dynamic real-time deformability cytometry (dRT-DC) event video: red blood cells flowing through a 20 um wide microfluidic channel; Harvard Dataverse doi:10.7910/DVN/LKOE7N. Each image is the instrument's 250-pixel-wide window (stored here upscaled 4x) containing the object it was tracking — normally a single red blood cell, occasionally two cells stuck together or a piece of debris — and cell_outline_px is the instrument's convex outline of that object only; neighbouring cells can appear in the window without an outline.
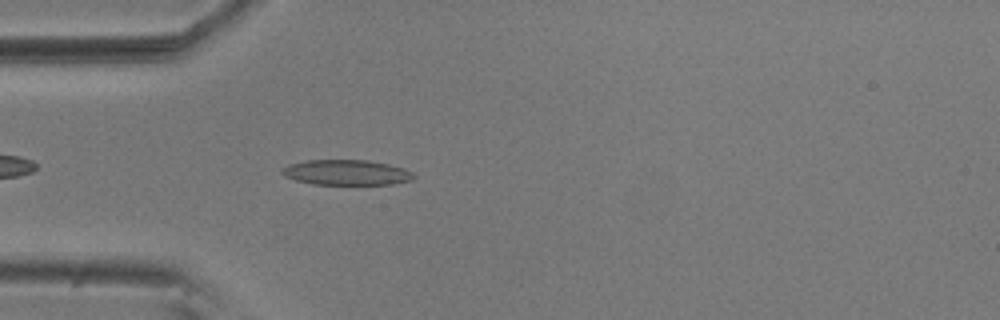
{"species": "common noctule bat (a hibernating species)", "species_latin": "Nyctalus noctula", "temperature_condition": "room temperature", "stored_images_in_passage": 38, "camera_frame_rate_fps": 3000, "um_per_image_px": 0.085, "animal": {"sex": "male", "body_mass_g": 20.5, "forearm_length_mm": 52.5}, "frame": {"image": 1, "passage_image": 5, "time_ms": 1.333, "image_size_px": [1000, 320], "cell_outline_px": [[416, 176], [412, 180], [392, 184], [312, 184], [296, 180], [284, 176], [280, 172], [288, 164], [308, 160], [368, 160], [388, 164], [404, 168], [412, 172]], "centroid_in_image_um": [29.46, 14.66], "position_along_channel_um": 55.5, "area_um2": 19.36}}
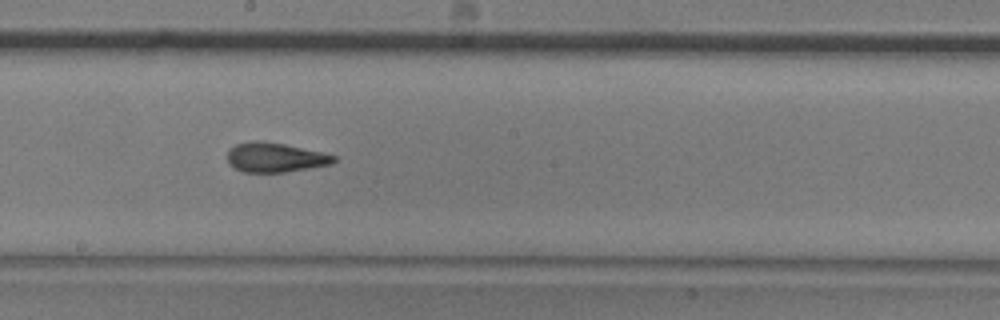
{"frame": {"image": 2, "passage_image": 19, "time_ms": 6.0, "image_size_px": [1000, 320], "cell_outline_px": [[336, 160], [332, 164], [284, 172], [244, 172], [232, 168], [228, 164], [228, 148], [236, 144], [252, 140], [260, 140], [284, 144], [320, 152], [336, 156]], "centroid_in_image_um": [23.32, 13.38], "position_along_channel_um": 224.9, "area_um2": 18.32}}
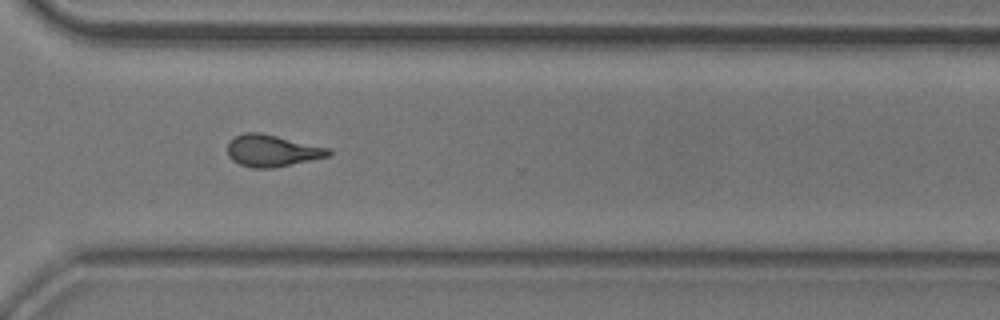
{"frame": {"image": 3, "passage_image": 29, "time_ms": 9.333, "image_size_px": [1000, 320], "cell_outline_px": [[332, 152], [328, 156], [276, 168], [252, 168], [240, 164], [232, 160], [228, 156], [228, 144], [236, 136], [244, 132], [260, 132], [328, 148]], "centroid_in_image_um": [23.11, 12.82], "position_along_channel_um": 347.5, "area_um2": 18.55}, "authors_computed_cell_mechanics": {"area_um2": 18.5538, "velocity_mm_per_s": 3.7034, "shape_relaxation_time_tau1_ms": 5.3906, "shape_relaxation_time_tau2_ms": 1.7605, "deformation_change_tau1": 0.1663, "deformation_change_tau2": 0.0941}}